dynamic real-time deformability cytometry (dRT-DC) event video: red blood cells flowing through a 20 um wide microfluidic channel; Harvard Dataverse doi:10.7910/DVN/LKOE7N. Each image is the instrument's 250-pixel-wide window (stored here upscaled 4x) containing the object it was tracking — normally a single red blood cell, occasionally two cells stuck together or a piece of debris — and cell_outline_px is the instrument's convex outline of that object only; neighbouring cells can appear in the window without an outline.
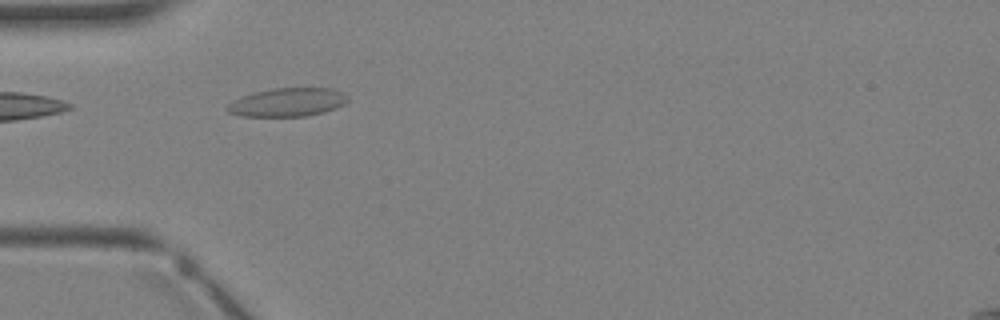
{"species": "Egyptian fruit bat (a non-hibernating species)", "species_latin": "Rousettus aegyptiacus", "temperature_condition": "warm", "stored_images_in_passage": 3, "camera_frame_rate_fps": 3000, "um_per_image_px": 0.085, "animal": {"sex": "female"}, "frame": {"image": 1, "passage_image": 2, "time_ms": 1.333, "image_size_px": [1000, 320], "cell_outline_px": [[348, 100], [344, 104], [336, 108], [324, 112], [304, 116], [240, 116], [228, 112], [224, 108], [232, 100], [252, 92], [272, 88], [332, 88], [344, 92], [348, 96]], "centroid_in_image_um": [24.42, 8.68], "position_along_channel_um": 60.6, "area_um2": 20.23}}
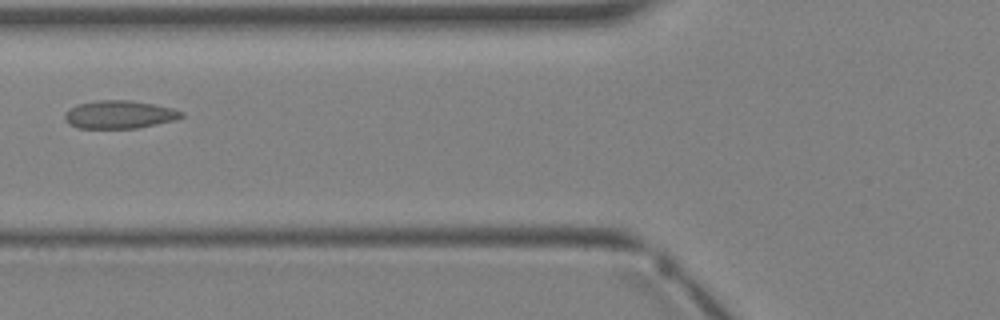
{"frame": {"image": 2, "passage_image": 3, "time_ms": 2.333, "image_size_px": [1000, 320], "cell_outline_px": [[184, 116], [176, 120], [136, 128], [76, 128], [68, 124], [64, 120], [64, 116], [68, 108], [80, 104], [100, 100], [132, 100], [172, 108], [184, 112]], "centroid_in_image_um": [10.14, 9.74], "position_along_channel_um": 115.7, "area_um2": 19.07}}